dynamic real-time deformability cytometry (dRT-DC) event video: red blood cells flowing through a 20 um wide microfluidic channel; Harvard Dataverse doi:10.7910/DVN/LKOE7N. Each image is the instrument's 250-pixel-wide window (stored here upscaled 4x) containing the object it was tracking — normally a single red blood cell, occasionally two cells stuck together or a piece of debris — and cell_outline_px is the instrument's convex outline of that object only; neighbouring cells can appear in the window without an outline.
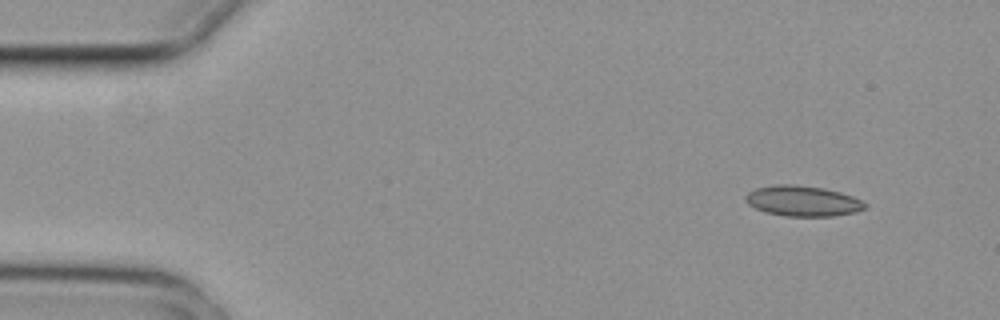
{"species": "common noctule bat (a hibernating species)", "species_latin": "Nyctalus noctula", "temperature_condition": "cold", "stored_images_in_passage": 7, "camera_frame_rate_fps": 3000, "um_per_image_px": 0.085, "animal": {"sex": "female", "body_mass_g": 29.2, "forearm_length_mm": 56.3}, "frame": {"image": 1, "passage_image": 1, "time_ms": 0.0, "image_size_px": [1000, 320], "cell_outline_px": [[868, 204], [864, 208], [856, 212], [832, 216], [784, 216], [764, 212], [748, 204], [744, 200], [744, 196], [748, 192], [756, 188], [776, 184], [792, 184], [824, 188], [840, 192], [852, 196]], "centroid_in_image_um": [68.2, 17.08], "position_along_channel_um": 16.8, "area_um2": 21.27}}
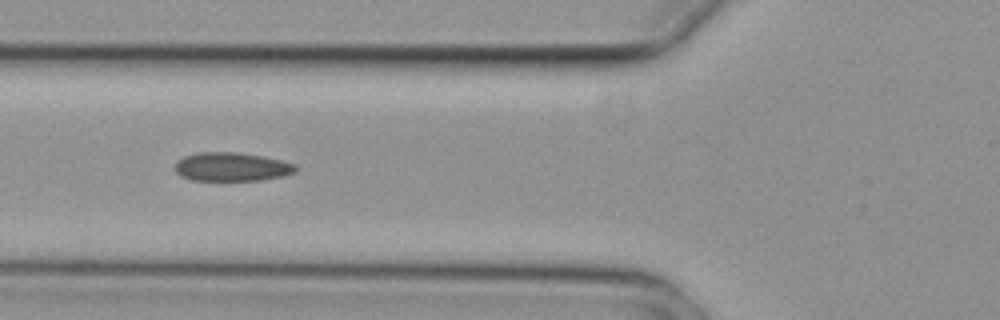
{"frame": {"image": 2, "passage_image": 5, "time_ms": 1.333, "image_size_px": [1000, 320], "cell_outline_px": [[296, 172], [284, 176], [260, 180], [192, 180], [180, 176], [176, 172], [176, 160], [184, 156], [196, 152], [236, 152], [264, 156], [296, 164]], "centroid_in_image_um": [19.69, 14.17], "position_along_channel_um": 106.1, "area_um2": 20.29}}
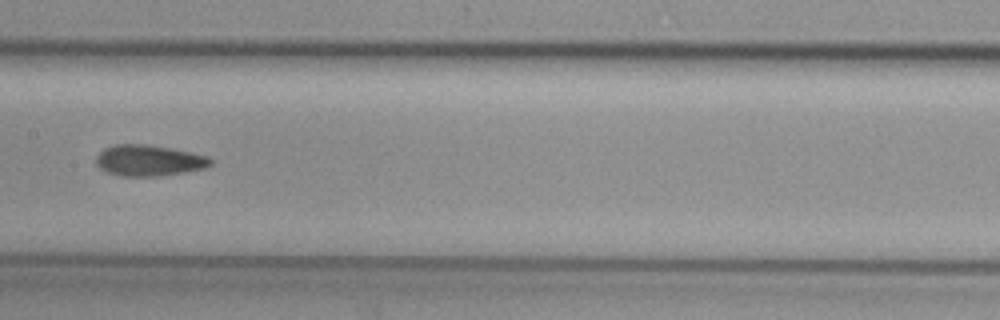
{"frame": {"image": 3, "passage_image": 7, "time_ms": 2.0, "image_size_px": [1000, 320], "cell_outline_px": [[212, 164], [204, 168], [184, 172], [160, 176], [120, 176], [108, 172], [100, 168], [96, 164], [96, 156], [104, 148], [112, 144], [144, 144], [168, 148], [208, 156], [212, 160]], "centroid_in_image_um": [12.62, 13.64], "position_along_channel_um": 194.8, "area_um2": 20.58}}